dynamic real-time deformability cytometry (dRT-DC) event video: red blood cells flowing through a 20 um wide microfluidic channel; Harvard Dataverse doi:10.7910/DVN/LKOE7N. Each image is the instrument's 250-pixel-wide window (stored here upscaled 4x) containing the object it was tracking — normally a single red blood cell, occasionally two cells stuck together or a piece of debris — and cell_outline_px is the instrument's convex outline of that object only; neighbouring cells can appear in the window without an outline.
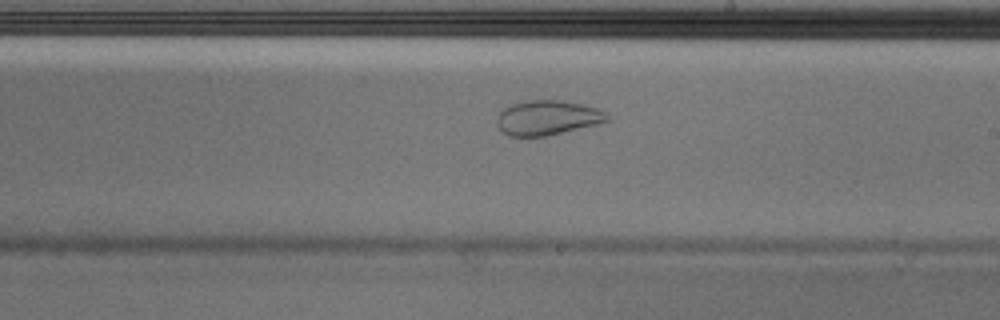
{"species": "Egyptian fruit bat (a non-hibernating species)", "species_latin": "Rousettus aegyptiacus", "temperature_condition": "cold", "stored_images_in_passage": 54, "camera_frame_rate_fps": 3000, "um_per_image_px": 0.085, "animal": {"sex": "male"}, "frame": {"image": 1, "passage_image": 31, "time_ms": 10.0, "image_size_px": [1000, 320], "cell_outline_px": [[608, 120], [600, 124], [544, 136], [508, 136], [496, 124], [496, 120], [500, 112], [508, 104], [524, 100], [560, 100], [600, 108], [608, 116]], "centroid_in_image_um": [46.52, 9.99], "position_along_channel_um": 242.5, "area_um2": 22.37}}